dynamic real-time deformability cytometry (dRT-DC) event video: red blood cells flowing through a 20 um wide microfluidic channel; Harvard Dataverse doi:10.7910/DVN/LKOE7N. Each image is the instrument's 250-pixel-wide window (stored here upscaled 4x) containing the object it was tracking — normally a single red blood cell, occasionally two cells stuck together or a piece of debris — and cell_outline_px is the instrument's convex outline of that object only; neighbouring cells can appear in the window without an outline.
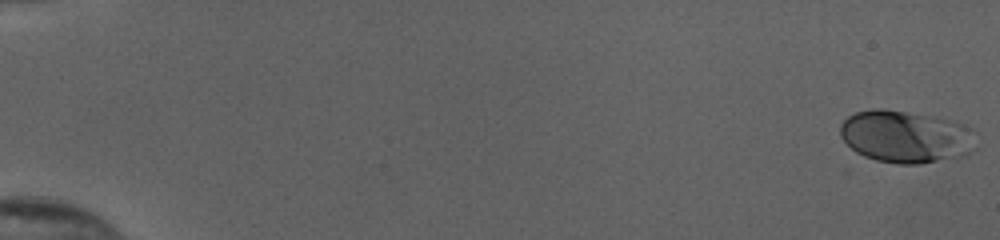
{"species": "human", "species_latin": "Homo sapiens", "temperature_condition": "cold", "stored_images_in_passage": 54, "camera_frame_rate_fps": 3000, "um_per_image_px": 0.085, "donor": {"sex": "female"}, "frame": {"image": 1, "passage_image": 1, "time_ms": 0.0, "image_size_px": [1000, 240], "cell_outline_px": [[976, 132], [968, 152], [964, 156], [920, 164], [900, 164], [876, 160], [864, 156], [856, 152], [840, 136], [840, 124], [848, 116], [856, 112], [872, 108], [884, 108], [936, 116], [952, 120], [972, 128]], "centroid_in_image_um": [76.96, 11.59], "position_along_channel_um": 8.0, "area_um2": 41.56}}
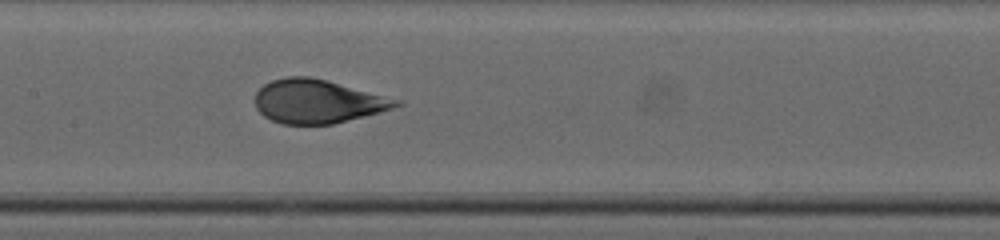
{"frame": {"image": 2, "passage_image": 29, "time_ms": 9.333, "image_size_px": [1000, 240], "cell_outline_px": [[404, 104], [392, 108], [364, 116], [332, 124], [280, 124], [264, 116], [256, 108], [256, 92], [264, 84], [272, 80], [288, 76], [308, 76], [404, 100]], "centroid_in_image_um": [27.01, 8.62], "position_along_channel_um": 180.4, "area_um2": 35.66}}
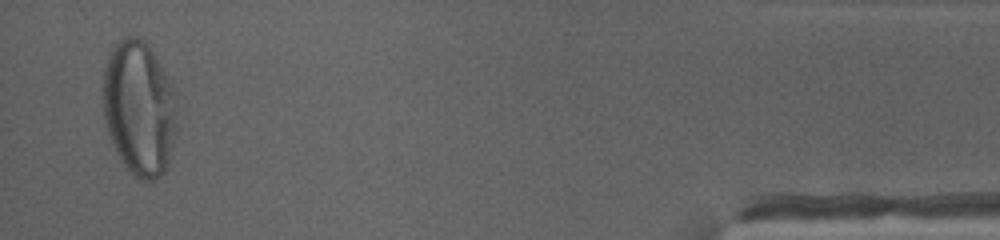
{"frame": {"image": 3, "passage_image": 53, "time_ms": 17.333, "image_size_px": [1000, 240], "cell_outline_px": [[176, 124], [172, 144], [168, 160], [164, 172], [160, 176], [152, 180], [144, 180], [132, 176], [116, 152], [108, 132], [104, 116], [104, 68], [108, 56], [112, 48], [124, 36], [136, 36], [144, 40], [148, 44], [172, 88]], "centroid_in_image_um": [11.79, 9.2], "position_along_channel_um": 423.4, "area_um2": 56.99}, "authors_computed_cell_mechanics": {"area_um2": 38.7549, "velocity_mm_per_s": 3.8701, "shape_relaxation_time_tau1_ms": 3.9462, "shape_relaxation_time_tau2_ms": null, "deformation_change_tau1": 0.1673, "deformation_change_tau2": null}}